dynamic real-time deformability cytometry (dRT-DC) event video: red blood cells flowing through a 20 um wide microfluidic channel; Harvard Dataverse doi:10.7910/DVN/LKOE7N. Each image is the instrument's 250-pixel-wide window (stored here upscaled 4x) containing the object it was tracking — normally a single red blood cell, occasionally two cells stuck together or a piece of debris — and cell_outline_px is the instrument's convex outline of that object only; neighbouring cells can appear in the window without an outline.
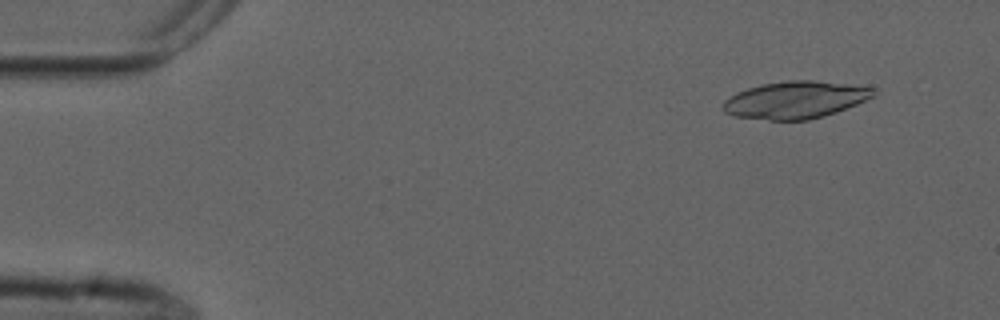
{"species": "common noctule bat (a hibernating species)", "species_latin": "Nyctalus noctula", "temperature_condition": "cold", "stored_images_in_passage": 54, "camera_frame_rate_fps": 3000, "um_per_image_px": 0.085, "animal": {"sex": "male", "forearm_length_mm": 52.5}, "frame": {"image": 1, "passage_image": 5, "time_ms": 1.333, "image_size_px": [1000, 320], "cell_outline_px": [[868, 96], [844, 108], [820, 116], [800, 120], [772, 120], [740, 116], [732, 112], [724, 104], [732, 96], [740, 92], [752, 88], [768, 84], [828, 84], [868, 88]], "centroid_in_image_um": [67.48, 8.57], "position_along_channel_um": 17.5, "area_um2": 28.32}}